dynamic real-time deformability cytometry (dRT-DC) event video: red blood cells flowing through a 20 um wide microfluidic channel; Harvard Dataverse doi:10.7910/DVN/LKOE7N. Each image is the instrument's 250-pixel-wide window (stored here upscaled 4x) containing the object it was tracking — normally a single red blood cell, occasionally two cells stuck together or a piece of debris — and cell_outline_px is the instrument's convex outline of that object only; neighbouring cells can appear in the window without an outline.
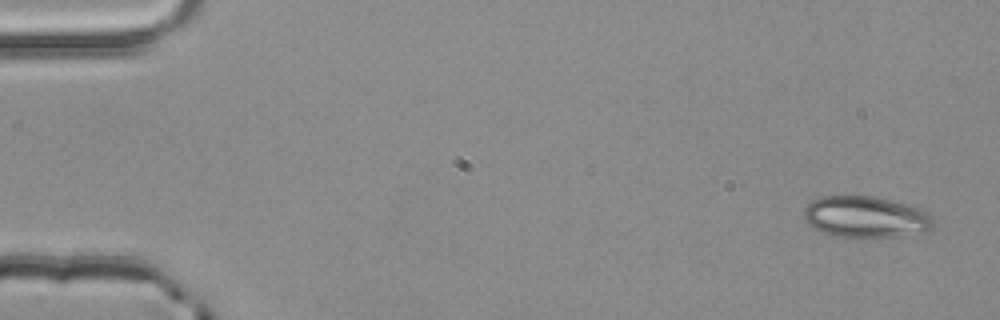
{"species": "common noctule bat (a hibernating species)", "species_latin": "Nyctalus noctula", "temperature_condition": "room temperature", "stored_images_in_passage": 4, "camera_frame_rate_fps": 3000, "um_per_image_px": 0.085, "animal": {"sex": "male", "body_mass_g": 20.4}, "frame": {"image": 1, "passage_image": 1, "time_ms": 0.0, "image_size_px": [1000, 320], "cell_outline_px": [[932, 224], [924, 232], [904, 236], [836, 236], [824, 232], [808, 224], [804, 220], [804, 208], [812, 200], [820, 196], [872, 196], [920, 208], [928, 212], [932, 216]], "centroid_in_image_um": [73.56, 18.42], "position_along_channel_um": 11.4, "area_um2": 30.75}}